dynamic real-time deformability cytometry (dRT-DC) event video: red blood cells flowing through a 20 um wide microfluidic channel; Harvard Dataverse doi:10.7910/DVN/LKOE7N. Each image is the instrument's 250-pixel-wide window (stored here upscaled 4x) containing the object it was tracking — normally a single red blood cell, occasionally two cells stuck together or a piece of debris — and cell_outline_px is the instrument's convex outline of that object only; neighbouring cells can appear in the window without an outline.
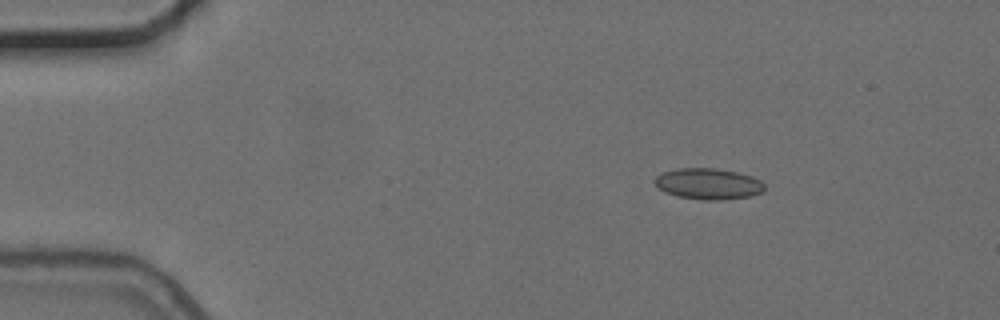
{"species": "common noctule bat (a hibernating species)", "species_latin": "Nyctalus noctula", "temperature_condition": "cold", "stored_images_in_passage": 5, "camera_frame_rate_fps": 3000, "um_per_image_px": 0.085, "animal": {"sex": "female", "body_mass_g": 24.6, "forearm_length_mm": 56.2}, "frame": {"image": 1, "passage_image": 3, "time_ms": 2.667, "image_size_px": [1000, 320], "cell_outline_px": [[764, 192], [748, 196], [724, 200], [704, 200], [676, 196], [664, 192], [652, 180], [656, 176], [664, 172], [676, 168], [716, 168], [736, 172], [752, 176], [760, 180], [764, 184]], "centroid_in_image_um": [60.2, 15.62], "position_along_channel_um": 24.8, "area_um2": 19.94}}